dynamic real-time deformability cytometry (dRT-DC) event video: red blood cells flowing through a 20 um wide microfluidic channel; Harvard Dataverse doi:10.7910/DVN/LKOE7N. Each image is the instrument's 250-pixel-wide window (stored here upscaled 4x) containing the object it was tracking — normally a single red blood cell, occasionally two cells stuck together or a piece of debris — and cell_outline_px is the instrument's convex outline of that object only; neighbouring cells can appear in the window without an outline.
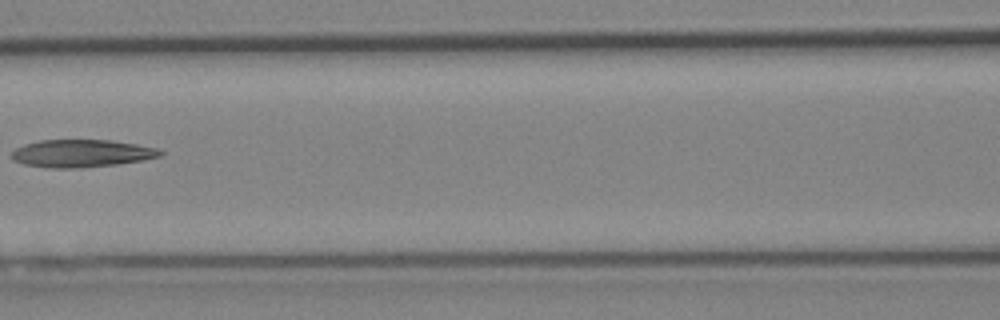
{"species": "Egyptian fruit bat (a non-hibernating species)", "species_latin": "Rousettus aegyptiacus", "temperature_condition": "cold", "stored_images_in_passage": 8, "camera_frame_rate_fps": 3000, "um_per_image_px": 0.085, "animal": {"sex": "female"}, "frame": {"image": 1, "passage_image": 7, "time_ms": 2.0, "image_size_px": [1000, 320], "cell_outline_px": [[164, 152], [160, 156], [144, 160], [116, 164], [80, 168], [48, 168], [24, 164], [16, 160], [12, 156], [12, 152], [16, 148], [24, 144], [40, 140], [112, 140], [136, 144], [156, 148]], "centroid_in_image_um": [6.95, 13.03], "position_along_channel_um": 159.7, "area_um2": 23.81}}
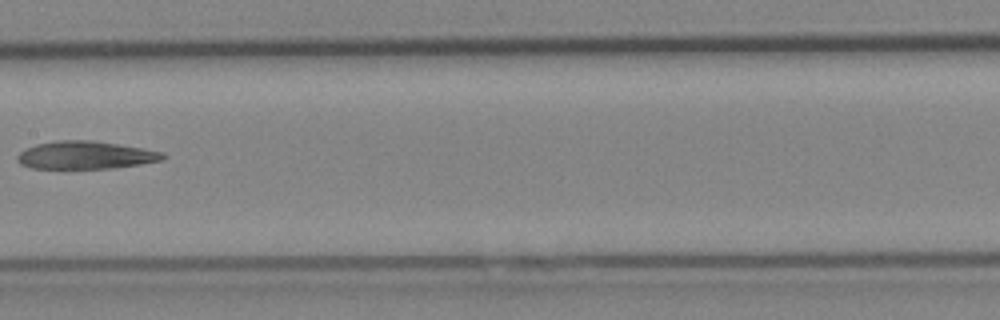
{"frame": {"image": 2, "passage_image": 8, "time_ms": 2.333, "image_size_px": [1000, 320], "cell_outline_px": [[164, 160], [140, 164], [112, 168], [32, 168], [20, 164], [16, 160], [16, 156], [20, 152], [36, 144], [56, 140], [88, 140], [144, 148], [164, 152]], "centroid_in_image_um": [7.26, 13.18], "position_along_channel_um": 200.1, "area_um2": 23.47}}